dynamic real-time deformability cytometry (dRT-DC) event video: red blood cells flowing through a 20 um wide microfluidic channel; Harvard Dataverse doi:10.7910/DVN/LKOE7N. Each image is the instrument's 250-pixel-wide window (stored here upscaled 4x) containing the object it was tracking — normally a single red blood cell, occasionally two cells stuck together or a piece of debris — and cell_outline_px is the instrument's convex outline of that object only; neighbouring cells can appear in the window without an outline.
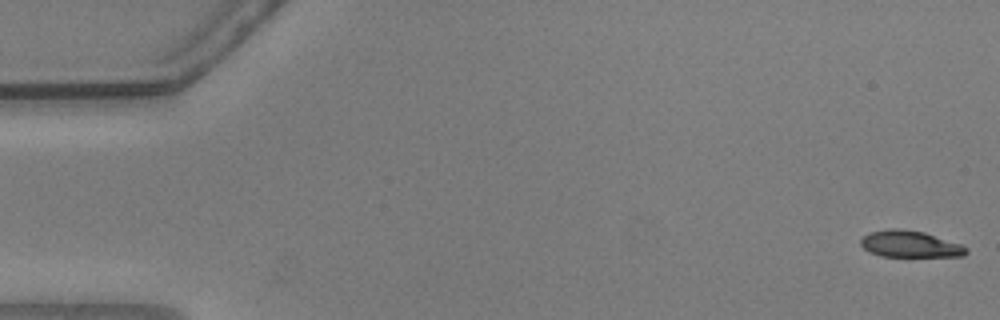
{"species": "common noctule bat (a hibernating species)", "species_latin": "Nyctalus noctula", "temperature_condition": "warm", "stored_images_in_passage": 55, "camera_frame_rate_fps": 3000, "um_per_image_px": 0.085, "animal": {"sex": "male", "body_mass_g": 20.5, "forearm_length_mm": 52.5}, "frame": {"image": 1, "passage_image": 1, "time_ms": 0.0, "image_size_px": [1000, 320], "cell_outline_px": [[968, 252], [964, 256], [880, 256], [868, 252], [860, 244], [860, 240], [864, 236], [872, 232], [888, 228], [900, 228], [924, 232], [960, 244], [968, 248]], "centroid_in_image_um": [77.34, 20.74], "position_along_channel_um": 7.7, "area_um2": 16.3}}
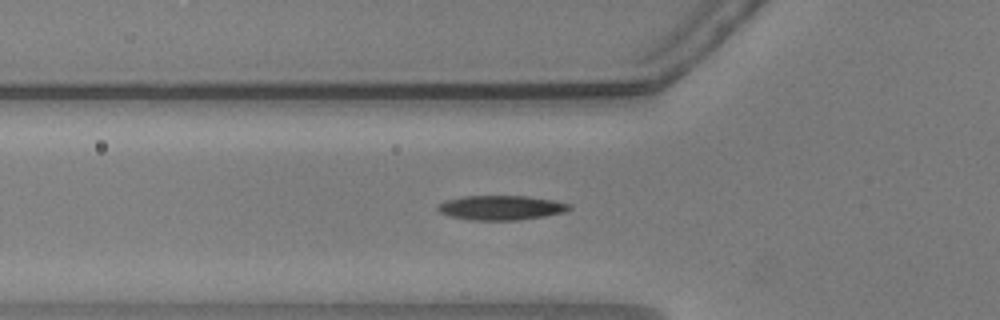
{"frame": {"image": 2, "passage_image": 19, "time_ms": 6.0, "image_size_px": [1000, 320], "cell_outline_px": [[572, 208], [564, 212], [544, 216], [516, 220], [468, 220], [452, 216], [440, 212], [436, 208], [436, 204], [444, 200], [464, 196], [528, 196], [552, 200], [572, 204]], "centroid_in_image_um": [42.57, 17.65], "position_along_channel_um": 83.2, "area_um2": 18.84}}
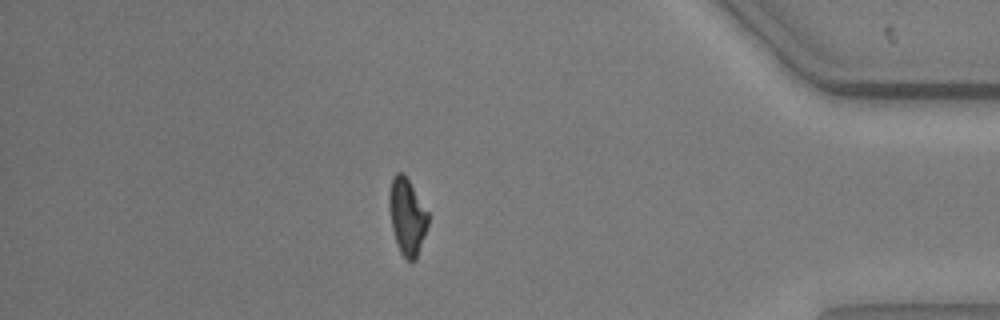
{"frame": {"image": 3, "passage_image": 48, "time_ms": 15.667, "image_size_px": [1000, 320], "cell_outline_px": [[428, 224], [416, 260], [408, 260], [400, 252], [396, 244], [392, 228], [388, 208], [388, 196], [392, 176], [396, 172], [404, 172], [428, 212]], "centroid_in_image_um": [34.57, 18.37], "position_along_channel_um": 400.6, "area_um2": 17.46}, "authors_computed_cell_mechanics": {"area_um2": 17.918, "velocity_mm_per_s": 3.6622, "shape_relaxation_time_tau1_ms": 4.4378, "shape_relaxation_time_tau2_ms": 2.6249, "deformation_change_tau1": 0.1622, "deformation_change_tau2": 0.0882}}